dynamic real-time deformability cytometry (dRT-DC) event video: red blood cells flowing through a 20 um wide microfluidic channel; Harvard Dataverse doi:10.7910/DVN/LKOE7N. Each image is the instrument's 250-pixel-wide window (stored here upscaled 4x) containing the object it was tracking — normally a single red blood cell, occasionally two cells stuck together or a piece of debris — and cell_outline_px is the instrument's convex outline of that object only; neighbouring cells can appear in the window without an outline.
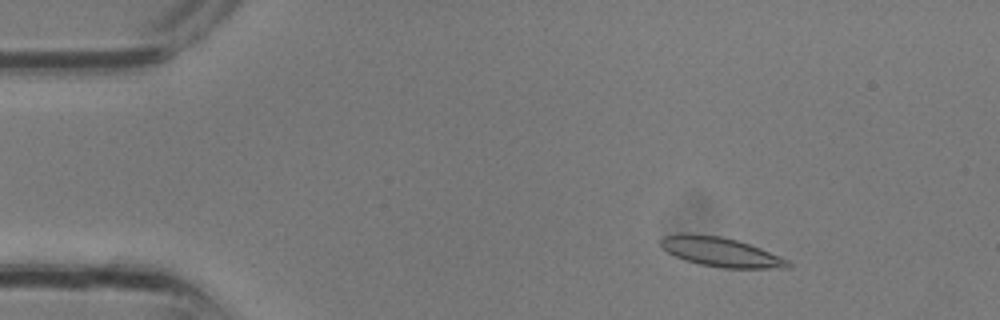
{"species": "common noctule bat (a hibernating species)", "species_latin": "Nyctalus noctula", "temperature_condition": "room temperature", "stored_images_in_passage": 27, "camera_frame_rate_fps": 3000, "um_per_image_px": 0.085, "animal": {"sex": "male", "body_mass_g": 13.3}, "frame": {"image": 1, "passage_image": 1, "time_ms": 0.0, "image_size_px": [1000, 320], "cell_outline_px": [[792, 268], [720, 268], [700, 264], [684, 260], [668, 252], [660, 244], [660, 240], [664, 236], [720, 236], [736, 240], [760, 248], [780, 256], [788, 260], [792, 264]], "centroid_in_image_um": [61.37, 21.47], "position_along_channel_um": 23.6, "area_um2": 20.98}}
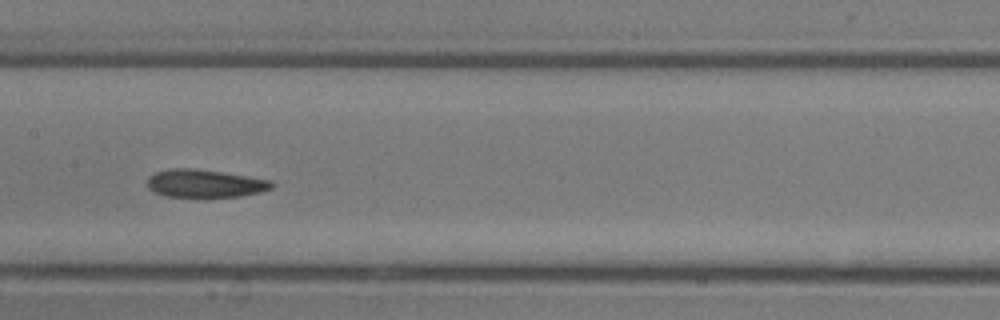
{"frame": {"image": 2, "passage_image": 12, "time_ms": 3.667, "image_size_px": [1000, 320], "cell_outline_px": [[276, 184], [272, 188], [260, 192], [240, 196], [208, 200], [168, 196], [152, 192], [148, 188], [148, 176], [156, 172], [172, 168], [192, 168], [220, 172], [272, 180]], "centroid_in_image_um": [17.42, 15.64], "position_along_channel_um": 190.0, "area_um2": 21.04}}
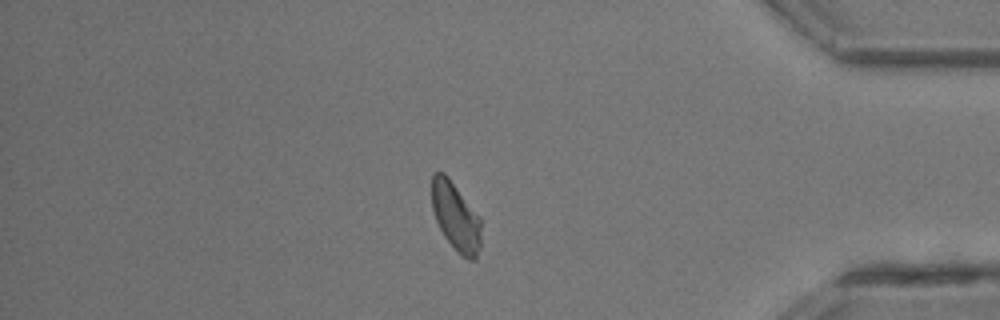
{"frame": {"image": 3, "passage_image": 23, "time_ms": 7.333, "image_size_px": [1000, 320], "cell_outline_px": [[480, 248], [476, 260], [468, 260], [460, 256], [456, 252], [444, 236], [436, 220], [432, 208], [432, 172], [444, 172], [448, 176], [480, 216]], "centroid_in_image_um": [38.74, 18.44], "position_along_channel_um": 396.5, "area_um2": 19.88}}